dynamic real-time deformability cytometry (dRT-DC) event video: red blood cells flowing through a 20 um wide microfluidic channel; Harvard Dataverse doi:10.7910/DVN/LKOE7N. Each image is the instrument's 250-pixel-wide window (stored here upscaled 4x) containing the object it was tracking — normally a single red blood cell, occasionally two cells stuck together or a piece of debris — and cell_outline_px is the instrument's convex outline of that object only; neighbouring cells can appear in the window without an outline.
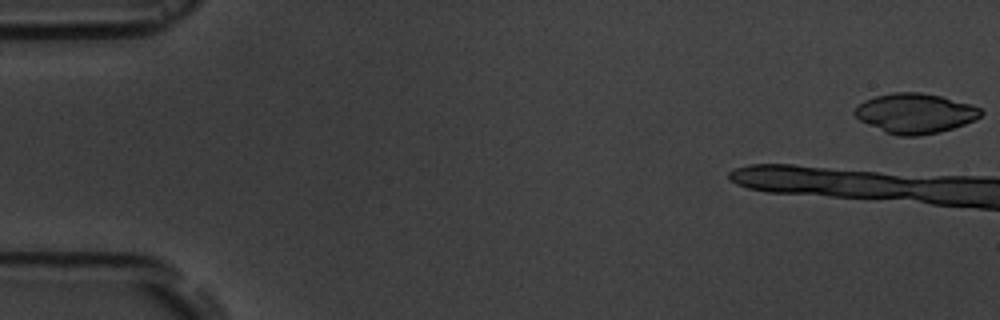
{"species": "common noctule bat (a hibernating species)", "species_latin": "Nyctalus noctula", "temperature_condition": "room temperature", "stored_images_in_passage": 8, "camera_frame_rate_fps": 3000, "um_per_image_px": 0.085, "animal": {"sex": "male", "body_mass_g": 19.5, "forearm_length_mm": 54.6}, "frame": {"image": 1, "passage_image": 1, "time_ms": 0.0, "image_size_px": [1000, 320], "cell_outline_px": [[984, 112], [980, 116], [964, 124], [940, 132], [920, 136], [900, 136], [884, 132], [860, 120], [852, 112], [864, 100], [876, 96], [892, 92], [920, 92], [940, 96], [972, 104], [980, 108]], "centroid_in_image_um": [77.78, 9.63], "position_along_channel_um": 7.2, "area_um2": 29.25}}